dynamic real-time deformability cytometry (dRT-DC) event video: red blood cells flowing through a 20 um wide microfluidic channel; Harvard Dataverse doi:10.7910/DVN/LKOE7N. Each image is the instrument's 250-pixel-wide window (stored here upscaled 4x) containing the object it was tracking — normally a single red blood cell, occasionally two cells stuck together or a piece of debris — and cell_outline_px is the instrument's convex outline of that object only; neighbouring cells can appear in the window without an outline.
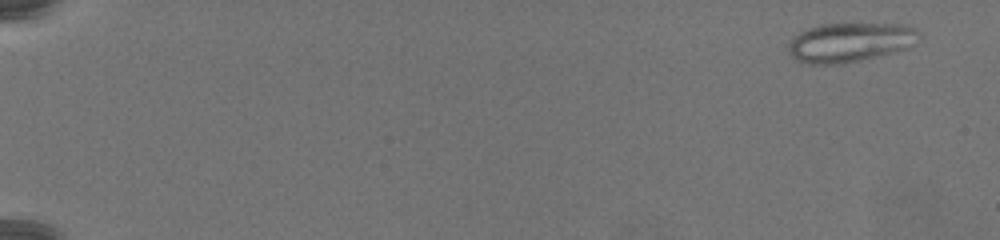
{"species": "common noctule bat (a hibernating species)", "species_latin": "Nyctalus noctula", "temperature_condition": "warm", "stored_images_in_passage": 80, "camera_frame_rate_fps": 3000, "um_per_image_px": 0.085, "animal": {"sex": "female", "body_mass_g": 19.5, "forearm_length_mm": 54.1}, "frame": {"image": 1, "passage_image": 5, "time_ms": 1.333, "image_size_px": [1000, 240], "cell_outline_px": [[920, 36], [908, 48], [844, 64], [808, 64], [796, 60], [788, 52], [788, 44], [800, 32], [808, 28], [820, 24], [904, 24], [916, 28], [920, 32]], "centroid_in_image_um": [72.25, 3.6], "position_along_channel_um": 12.8, "area_um2": 29.82}}
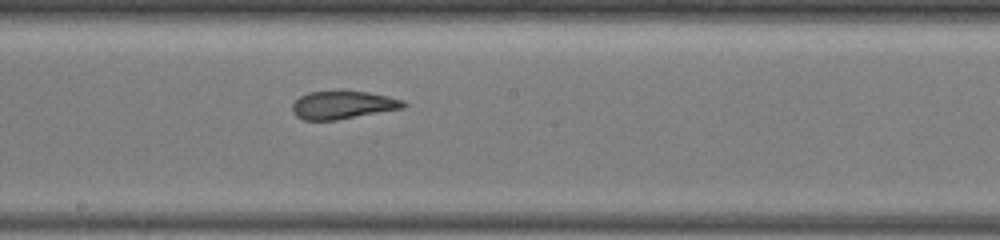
{"frame": {"image": 2, "passage_image": 48, "time_ms": 15.667, "image_size_px": [1000, 240], "cell_outline_px": [[408, 104], [404, 108], [336, 120], [304, 120], [296, 116], [292, 112], [292, 104], [300, 96], [308, 92], [340, 88], [344, 88], [368, 92], [388, 96], [404, 100]], "centroid_in_image_um": [29.14, 8.87], "position_along_channel_um": 219.1, "area_um2": 18.9}}
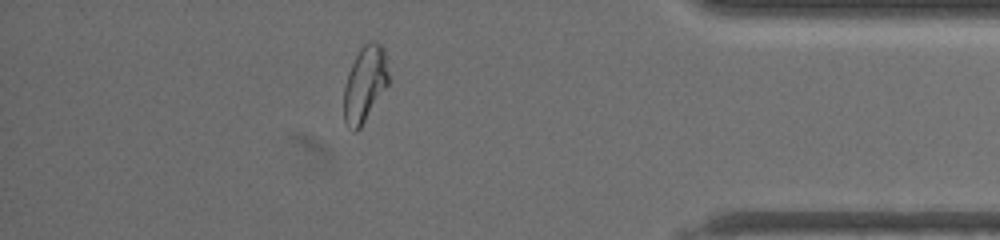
{"frame": {"image": 3, "passage_image": 71, "time_ms": 23.333, "image_size_px": [1000, 240], "cell_outline_px": [[388, 84], [360, 128], [356, 132], [352, 132], [344, 120], [344, 84], [348, 72], [360, 48], [368, 40], [376, 40], [384, 48], [388, 72]], "centroid_in_image_um": [31.0, 7.12], "position_along_channel_um": 404.2, "area_um2": 19.71}}